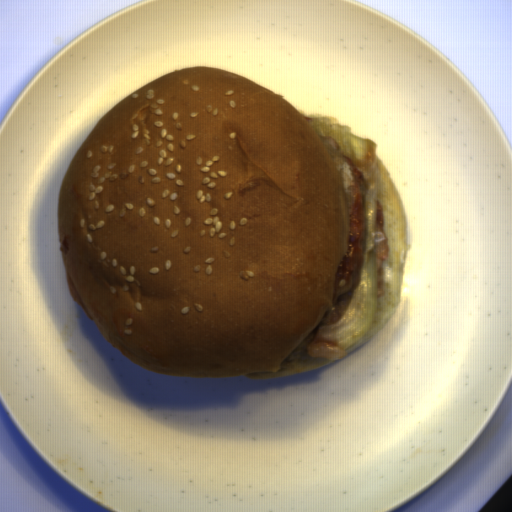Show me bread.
<instances>
[{"mask_svg":"<svg viewBox=\"0 0 512 512\" xmlns=\"http://www.w3.org/2000/svg\"><path fill=\"white\" fill-rule=\"evenodd\" d=\"M75 292L125 358L169 377L268 380L335 304L350 206L320 134L231 71L175 69L101 117L56 199Z\"/></svg>","mask_w":512,"mask_h":512,"instance_id":"8d2b1439","label":"bread"},{"mask_svg":"<svg viewBox=\"0 0 512 512\" xmlns=\"http://www.w3.org/2000/svg\"><path fill=\"white\" fill-rule=\"evenodd\" d=\"M373 166L376 176V200L383 206V230L389 241L387 259L382 261L383 294L378 297L374 322L365 335L350 345L348 354L380 334L393 317L403 293L407 251V220L402 198L378 152ZM347 354V355H348Z\"/></svg>","mask_w":512,"mask_h":512,"instance_id":"cb027b5d","label":"bread"}]
</instances>
